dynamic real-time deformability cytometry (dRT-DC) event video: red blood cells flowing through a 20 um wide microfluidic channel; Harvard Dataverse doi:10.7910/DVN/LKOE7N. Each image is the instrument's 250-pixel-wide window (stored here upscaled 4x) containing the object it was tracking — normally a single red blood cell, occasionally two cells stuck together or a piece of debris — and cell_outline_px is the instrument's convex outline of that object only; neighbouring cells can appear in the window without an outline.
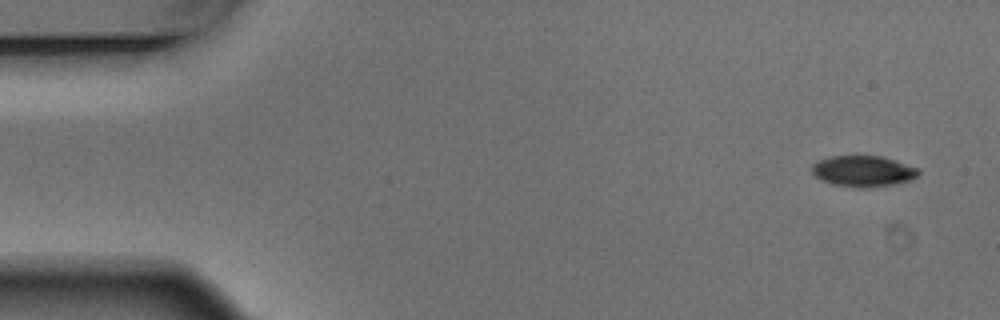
{"species": "Egyptian fruit bat (a non-hibernating species)", "species_latin": "Rousettus aegyptiacus", "temperature_condition": "warm", "stored_images_in_passage": 6, "camera_frame_rate_fps": 3000, "um_per_image_px": 0.085, "animal": {"sex": "male"}, "frame": {"image": 1, "passage_image": 1, "time_ms": 0.0, "image_size_px": [1000, 320], "cell_outline_px": [[920, 172], [912, 180], [896, 184], [860, 188], [856, 188], [832, 184], [820, 180], [812, 172], [812, 164], [828, 156], [880, 156], [920, 168]], "centroid_in_image_um": [73.37, 14.55], "position_along_channel_um": 11.6, "area_um2": 19.31}}
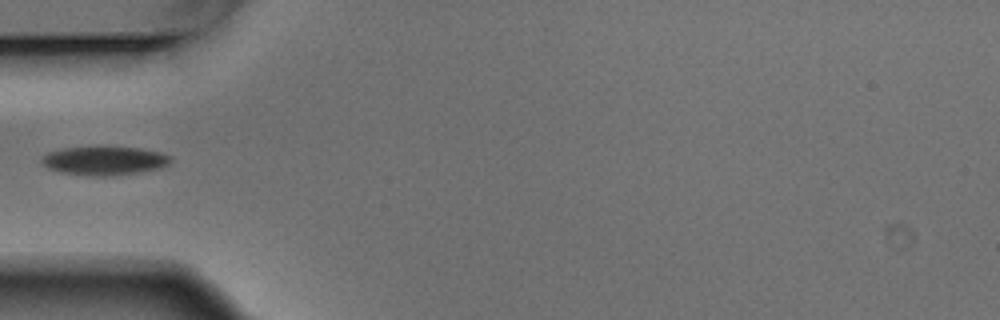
{"frame": {"image": 2, "passage_image": 5, "time_ms": 1.333, "image_size_px": [1000, 320], "cell_outline_px": [[172, 160], [168, 164], [160, 168], [112, 176], [88, 176], [60, 172], [48, 168], [40, 164], [40, 156], [48, 152], [64, 148], [96, 144], [100, 144], [140, 148], [160, 152], [172, 156]], "centroid_in_image_um": [8.82, 13.61], "position_along_channel_um": 76.2, "area_um2": 22.6}}
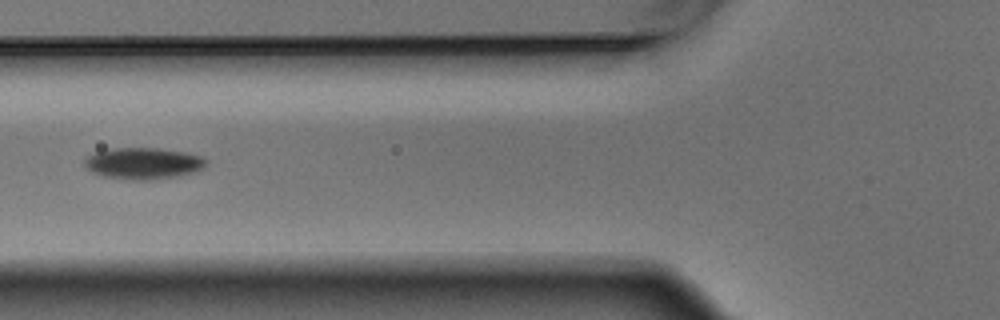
{"frame": {"image": 3, "passage_image": 6, "time_ms": 1.667, "image_size_px": [1000, 320], "cell_outline_px": [[208, 160], [204, 168], [180, 176], [152, 180], [128, 180], [100, 176], [92, 172], [84, 164], [84, 160], [88, 156], [96, 152], [112, 148], [160, 148], [188, 152], [200, 156]], "centroid_in_image_um": [12.2, 13.89], "position_along_channel_um": 113.6, "area_um2": 22.6}}